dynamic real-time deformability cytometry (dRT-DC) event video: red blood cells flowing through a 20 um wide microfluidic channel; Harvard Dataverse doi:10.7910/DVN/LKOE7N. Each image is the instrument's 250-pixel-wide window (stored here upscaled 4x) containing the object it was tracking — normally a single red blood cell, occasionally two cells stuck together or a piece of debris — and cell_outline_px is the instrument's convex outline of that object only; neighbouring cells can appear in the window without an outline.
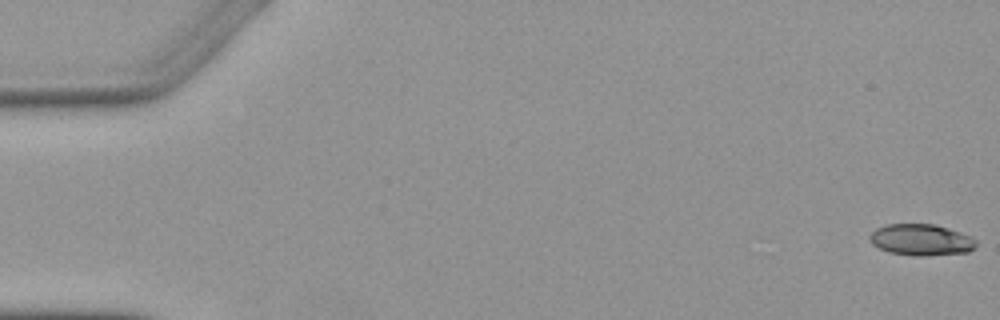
{"species": "Egyptian fruit bat (a non-hibernating species)", "species_latin": "Rousettus aegyptiacus", "temperature_condition": "warm", "stored_images_in_passage": 5, "camera_frame_rate_fps": 3000, "um_per_image_px": 0.085, "animal": {"sex": "female"}, "frame": {"image": 1, "passage_image": 1, "time_ms": 0.0, "image_size_px": [1000, 320], "cell_outline_px": [[976, 244], [968, 252], [928, 256], [916, 256], [888, 252], [872, 244], [868, 240], [868, 236], [876, 228], [888, 224], [932, 224], [948, 228], [972, 236], [976, 240]], "centroid_in_image_um": [78.28, 20.39], "position_along_channel_um": 6.7, "area_um2": 19.54}}
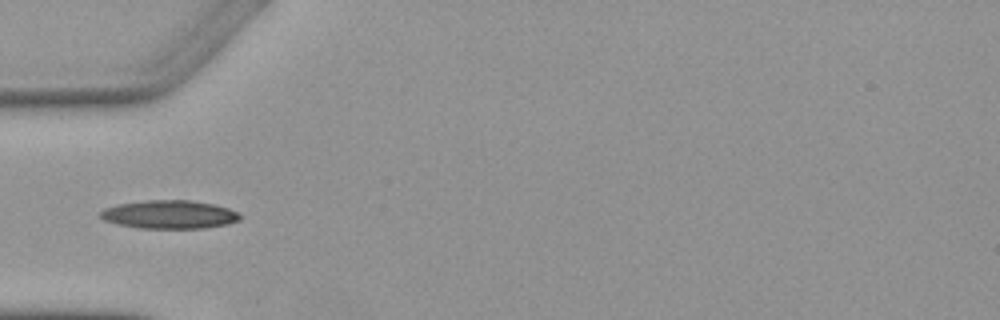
{"frame": {"image": 2, "passage_image": 5, "time_ms": 5.667, "image_size_px": [1000, 320], "cell_outline_px": [[240, 220], [224, 224], [204, 228], [140, 228], [116, 224], [104, 220], [100, 216], [100, 212], [104, 208], [116, 204], [144, 200], [188, 200], [216, 204], [240, 212]], "centroid_in_image_um": [14.38, 18.22], "position_along_channel_um": 70.6, "area_um2": 23.18}}